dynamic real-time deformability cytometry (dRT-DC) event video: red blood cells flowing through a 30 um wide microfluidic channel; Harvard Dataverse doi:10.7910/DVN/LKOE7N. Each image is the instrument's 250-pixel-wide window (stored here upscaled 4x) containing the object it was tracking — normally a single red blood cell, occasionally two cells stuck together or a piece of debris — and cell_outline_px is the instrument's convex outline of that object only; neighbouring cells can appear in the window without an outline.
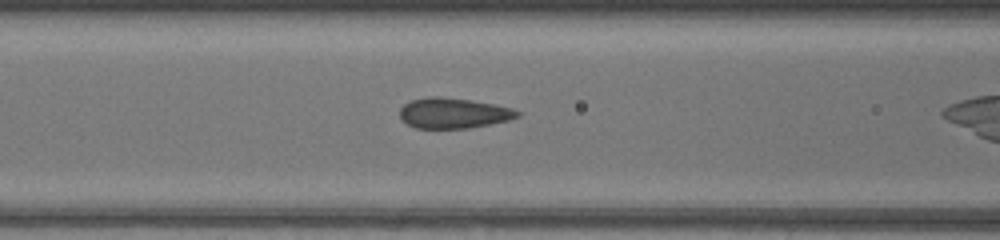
{"species": "common noctule bat (a hibernating species)", "species_latin": "Nyctalus noctula", "temperature_condition": "warm", "stored_images_in_passage": 25, "camera_frame_rate_fps": 3000, "um_per_image_px": 0.085, "animal": {"sex": "female", "body_mass_g": 17.0, "forearm_length_mm": 48.0}, "frame": {"image": 1, "passage_image": 7, "time_ms": 2.0, "image_size_px": [1000, 240], "cell_outline_px": [[520, 116], [508, 120], [468, 128], [416, 128], [400, 120], [400, 108], [404, 104], [412, 100], [432, 96], [436, 96], [472, 100], [512, 108], [520, 112]], "centroid_in_image_um": [38.52, 9.61], "position_along_channel_um": 128.1, "area_um2": 20.69}}
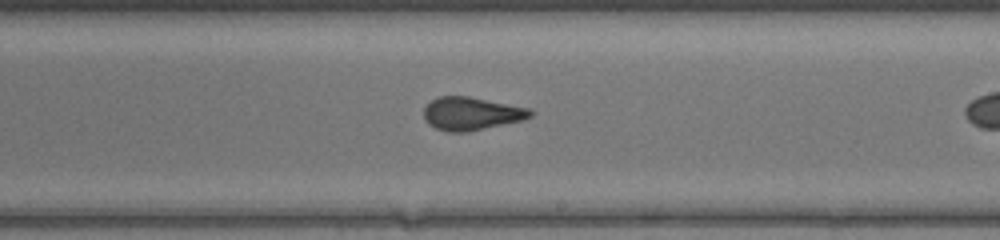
{"frame": {"image": 2, "passage_image": 15, "time_ms": 4.667, "image_size_px": [1000, 240], "cell_outline_px": [[532, 116], [520, 120], [468, 132], [448, 132], [436, 128], [428, 124], [424, 116], [424, 108], [432, 100], [440, 96], [468, 96], [532, 108]], "centroid_in_image_um": [40.07, 9.65], "position_along_channel_um": 248.9, "area_um2": 20.4}}
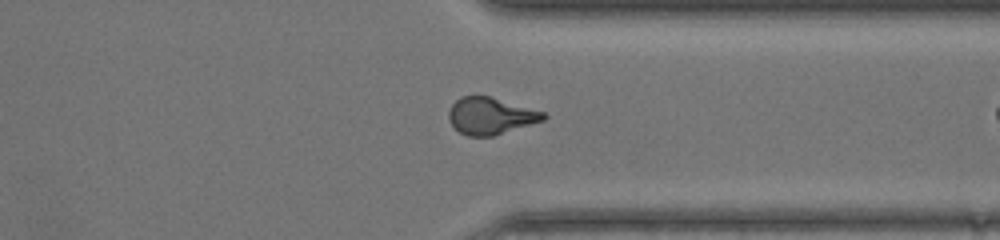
{"frame": {"image": 3, "passage_image": 23, "time_ms": 7.333, "image_size_px": [1000, 240], "cell_outline_px": [[548, 116], [544, 120], [492, 136], [468, 136], [460, 132], [448, 120], [448, 112], [452, 104], [460, 96], [492, 96], [544, 112]], "centroid_in_image_um": [41.69, 9.84], "position_along_channel_um": 369.7, "area_um2": 20.29}}